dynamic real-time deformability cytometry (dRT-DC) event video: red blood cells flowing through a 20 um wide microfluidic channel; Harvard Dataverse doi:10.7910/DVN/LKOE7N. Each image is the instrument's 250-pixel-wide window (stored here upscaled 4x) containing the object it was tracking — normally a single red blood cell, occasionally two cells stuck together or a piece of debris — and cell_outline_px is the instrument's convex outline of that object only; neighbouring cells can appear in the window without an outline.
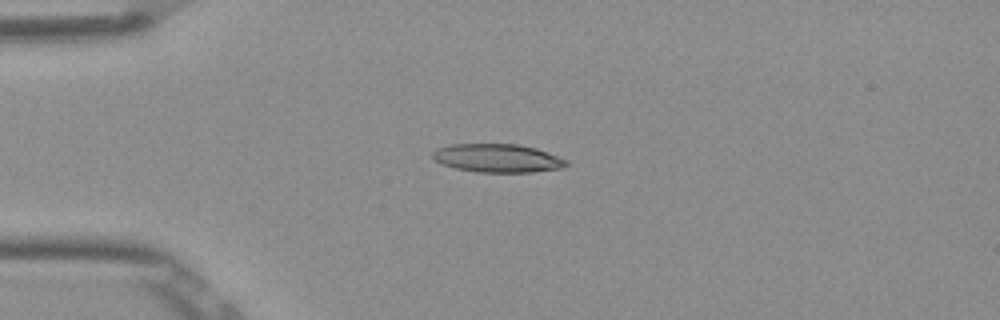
{"species": "Egyptian fruit bat (a non-hibernating species)", "species_latin": "Rousettus aegyptiacus", "temperature_condition": "room temperature", "stored_images_in_passage": 40, "camera_frame_rate_fps": 3000, "um_per_image_px": 0.085, "frame": {"image": 1, "passage_image": 1, "time_ms": 0.0, "image_size_px": [1000, 320], "cell_outline_px": [[568, 164], [560, 168], [532, 172], [476, 172], [456, 168], [444, 164], [436, 160], [432, 156], [432, 152], [436, 148], [452, 144], [520, 144], [536, 148], [568, 160]], "centroid_in_image_um": [42.29, 13.43], "position_along_channel_um": 42.7, "area_um2": 22.02}}
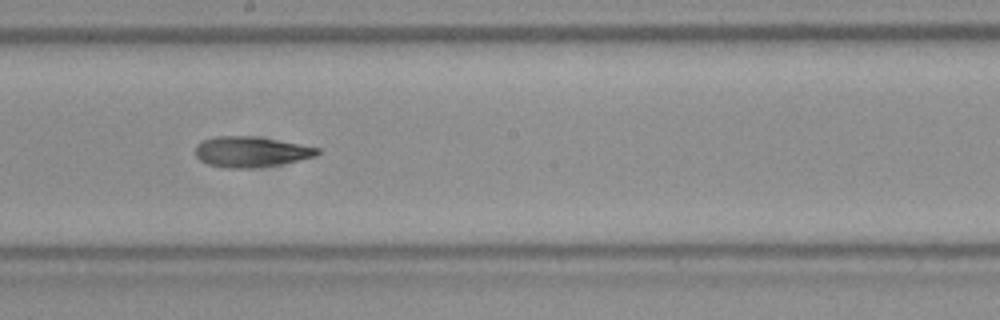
{"frame": {"image": 2, "passage_image": 17, "time_ms": 5.333, "image_size_px": [1000, 320], "cell_outline_px": [[320, 152], [316, 156], [300, 160], [280, 164], [248, 168], [224, 168], [208, 164], [200, 160], [196, 156], [196, 144], [204, 140], [216, 136], [252, 136], [300, 144], [320, 148]], "centroid_in_image_um": [21.33, 12.9], "position_along_channel_um": 226.9, "area_um2": 21.56}}
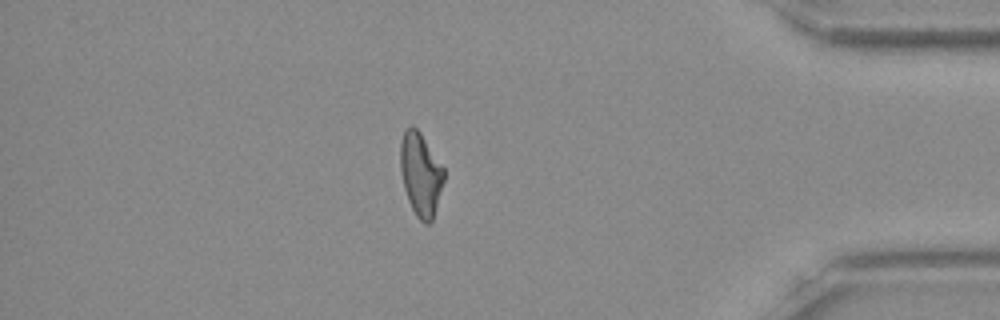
{"frame": {"image": 3, "passage_image": 33, "time_ms": 10.667, "image_size_px": [1000, 320], "cell_outline_px": [[444, 180], [432, 220], [428, 224], [424, 224], [416, 216], [408, 200], [404, 188], [400, 168], [400, 144], [404, 132], [412, 124], [420, 132], [444, 168]], "centroid_in_image_um": [35.75, 14.81], "position_along_channel_um": 399.5, "area_um2": 20.92}, "authors_computed_cell_mechanics": {"area_um2": 21.4727, "velocity_mm_per_s": 3.9014, "shape_relaxation_time_tau1_ms": 9.8812, "shape_relaxation_time_tau2_ms": 2.1218, "deformation_change_tau1": 0.2836, "deformation_change_tau2": 0.1149}}